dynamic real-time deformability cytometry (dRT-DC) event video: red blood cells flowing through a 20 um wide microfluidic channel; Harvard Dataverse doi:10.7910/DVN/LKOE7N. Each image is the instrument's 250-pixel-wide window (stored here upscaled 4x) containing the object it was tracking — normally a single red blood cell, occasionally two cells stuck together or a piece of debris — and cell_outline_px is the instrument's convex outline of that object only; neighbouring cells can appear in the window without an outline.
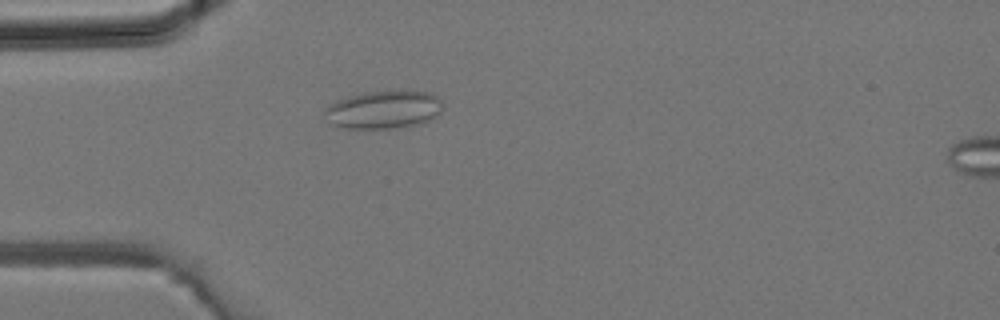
{"species": "common noctule bat (a hibernating species)", "species_latin": "Nyctalus noctula", "temperature_condition": "room temperature", "stored_images_in_passage": 34, "camera_frame_rate_fps": 3000, "um_per_image_px": 0.085, "animal": {"sex": "male", "body_mass_g": 19.2, "forearm_length_mm": 51.8}, "frame": {"image": 1, "passage_image": 8, "time_ms": 2.333, "image_size_px": [1000, 320], "cell_outline_px": [[444, 108], [436, 116], [424, 124], [396, 128], [344, 128], [328, 124], [324, 112], [324, 108], [336, 100], [364, 92], [428, 92], [436, 96], [440, 100]], "centroid_in_image_um": [32.59, 9.35], "position_along_channel_um": 52.4, "area_um2": 26.18}}
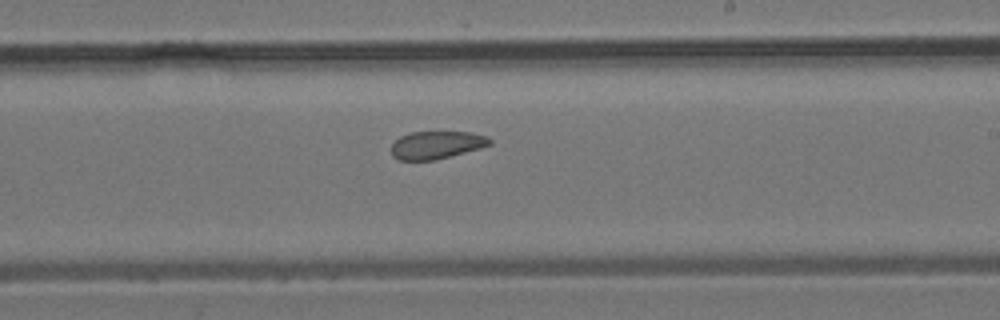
{"frame": {"image": 2, "passage_image": 19, "time_ms": 6.0, "image_size_px": [1000, 320], "cell_outline_px": [[492, 144], [480, 148], [436, 160], [396, 160], [392, 156], [392, 144], [400, 136], [412, 132], [472, 132], [488, 136], [492, 140]], "centroid_in_image_um": [37.12, 12.32], "position_along_channel_um": 251.9, "area_um2": 16.01}}
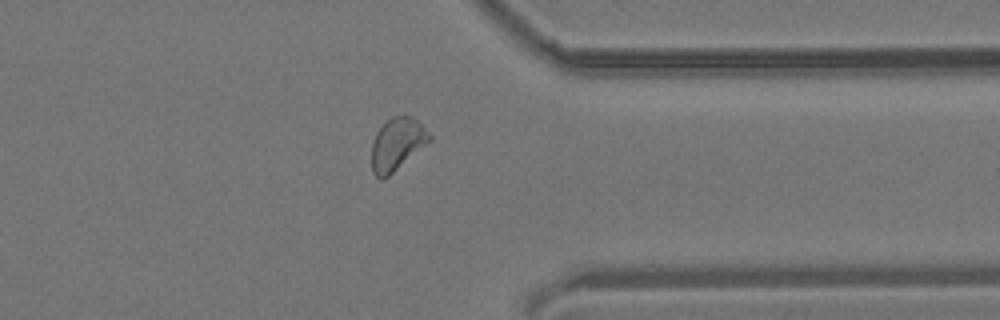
{"frame": {"image": 3, "passage_image": 26, "time_ms": 8.333, "image_size_px": [1000, 320], "cell_outline_px": [[432, 140], [388, 176], [380, 180], [372, 172], [372, 144], [376, 132], [392, 116], [412, 116], [432, 136]], "centroid_in_image_um": [33.75, 12.26], "position_along_channel_um": 377.7, "area_um2": 17.4}}